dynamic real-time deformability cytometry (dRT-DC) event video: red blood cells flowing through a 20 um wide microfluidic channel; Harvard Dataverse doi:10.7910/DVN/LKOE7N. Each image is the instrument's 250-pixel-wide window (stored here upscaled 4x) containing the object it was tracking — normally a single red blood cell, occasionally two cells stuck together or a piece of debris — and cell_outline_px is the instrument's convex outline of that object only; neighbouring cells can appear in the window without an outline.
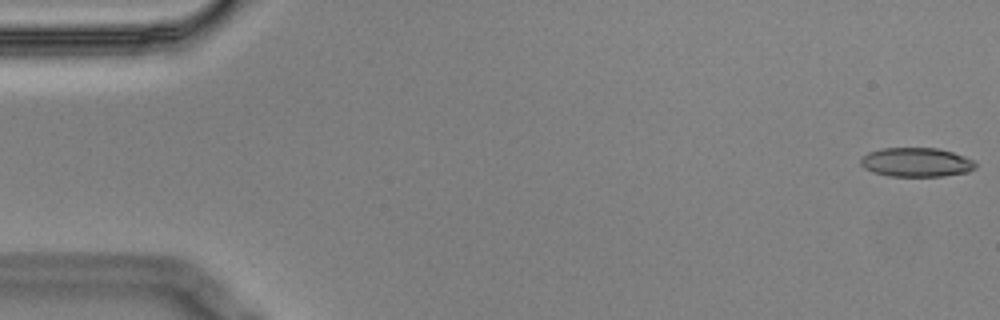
{"species": "Egyptian fruit bat (a non-hibernating species)", "species_latin": "Rousettus aegyptiacus", "temperature_condition": "cold", "stored_images_in_passage": 9, "camera_frame_rate_fps": 3000, "um_per_image_px": 0.085, "animal": {"sex": "male"}, "frame": {"image": 1, "passage_image": 1, "time_ms": 0.0, "image_size_px": [1000, 320], "cell_outline_px": [[976, 168], [968, 172], [944, 176], [888, 176], [872, 172], [864, 168], [860, 164], [860, 156], [868, 152], [884, 148], [936, 148], [952, 152], [964, 156], [972, 160], [976, 164]], "centroid_in_image_um": [77.85, 13.8], "position_along_channel_um": 7.1, "area_um2": 19.59}}
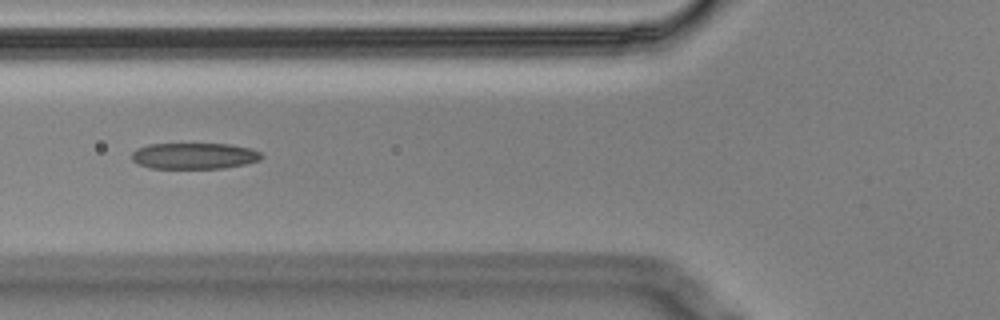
{"frame": {"image": 2, "passage_image": 6, "time_ms": 1.667, "image_size_px": [1000, 320], "cell_outline_px": [[264, 156], [260, 160], [244, 164], [224, 168], [148, 168], [136, 164], [132, 160], [132, 152], [136, 148], [148, 144], [228, 144], [252, 148], [260, 152]], "centroid_in_image_um": [16.49, 13.25], "position_along_channel_um": 109.3, "area_um2": 19.94}}
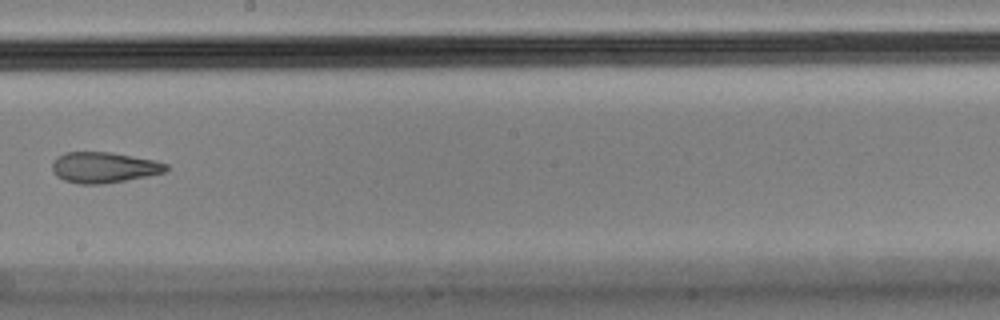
{"frame": {"image": 3, "passage_image": 9, "time_ms": 2.667, "image_size_px": [1000, 320], "cell_outline_px": [[168, 168], [164, 172], [148, 176], [104, 184], [80, 184], [64, 180], [56, 176], [52, 172], [52, 164], [56, 156], [64, 152], [112, 152], [156, 160], [168, 164]], "centroid_in_image_um": [8.82, 14.22], "position_along_channel_um": 239.4, "area_um2": 20.63}}